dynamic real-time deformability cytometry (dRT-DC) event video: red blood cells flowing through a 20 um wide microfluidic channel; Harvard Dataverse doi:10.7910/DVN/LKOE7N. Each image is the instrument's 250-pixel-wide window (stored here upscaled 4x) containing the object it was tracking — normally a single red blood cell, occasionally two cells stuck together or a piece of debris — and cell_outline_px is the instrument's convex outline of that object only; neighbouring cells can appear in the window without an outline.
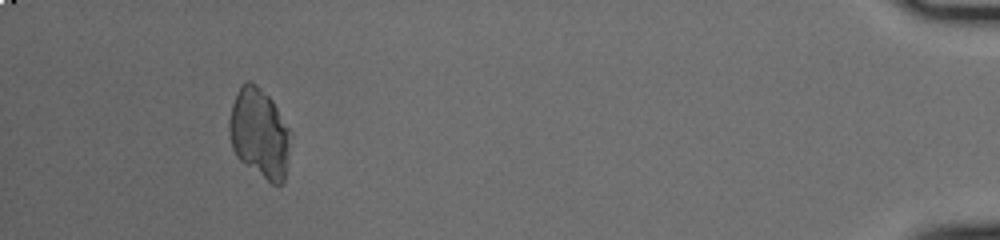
{"species": "common noctule bat (a hibernating species)", "species_latin": "Nyctalus noctula", "temperature_condition": "cold", "stored_images_in_passage": 53, "camera_frame_rate_fps": 3000, "um_per_image_px": 0.085, "animal": {"sex": "male", "body_mass_g": 20.0, "forearm_length_mm": 53.3}, "frame": {"image": 1, "passage_image": 53, "time_ms": 17.333, "image_size_px": [1000, 240], "cell_outline_px": [[288, 144], [284, 180], [280, 184], [272, 184], [240, 160], [236, 156], [232, 148], [228, 128], [228, 120], [232, 104], [244, 80], [252, 80], [272, 100], [288, 128]], "centroid_in_image_um": [21.99, 11.3], "position_along_channel_um": 413.2, "area_um2": 31.27}}